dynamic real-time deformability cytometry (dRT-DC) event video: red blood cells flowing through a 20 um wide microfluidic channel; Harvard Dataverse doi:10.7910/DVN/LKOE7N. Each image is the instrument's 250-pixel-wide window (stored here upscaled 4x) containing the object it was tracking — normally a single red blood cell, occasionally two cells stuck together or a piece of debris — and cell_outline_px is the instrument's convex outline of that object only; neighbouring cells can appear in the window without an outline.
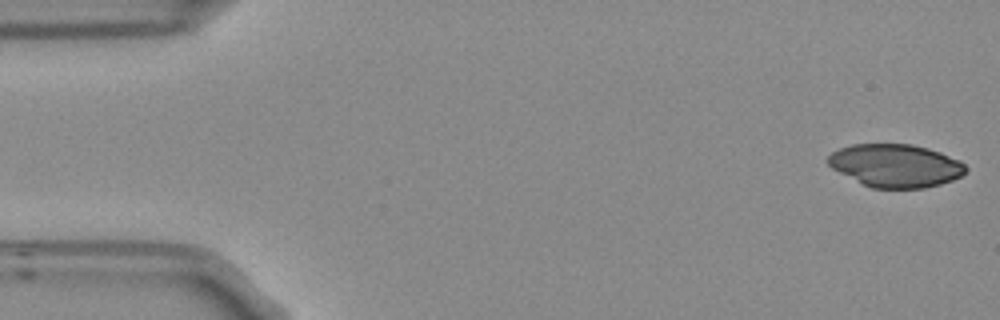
{"species": "Egyptian fruit bat (a non-hibernating species)", "species_latin": "Rousettus aegyptiacus", "temperature_condition": "room temperature", "stored_images_in_passage": 5, "camera_frame_rate_fps": 3000, "um_per_image_px": 0.085, "frame": {"image": 1, "passage_image": 1, "time_ms": 0.0, "image_size_px": [1000, 320], "cell_outline_px": [[968, 168], [960, 176], [952, 180], [940, 184], [924, 188], [872, 188], [832, 168], [828, 164], [828, 156], [832, 152], [840, 148], [852, 144], [912, 144], [928, 148], [940, 152], [960, 160]], "centroid_in_image_um": [76.14, 14.07], "position_along_channel_um": 8.9, "area_um2": 34.28}}